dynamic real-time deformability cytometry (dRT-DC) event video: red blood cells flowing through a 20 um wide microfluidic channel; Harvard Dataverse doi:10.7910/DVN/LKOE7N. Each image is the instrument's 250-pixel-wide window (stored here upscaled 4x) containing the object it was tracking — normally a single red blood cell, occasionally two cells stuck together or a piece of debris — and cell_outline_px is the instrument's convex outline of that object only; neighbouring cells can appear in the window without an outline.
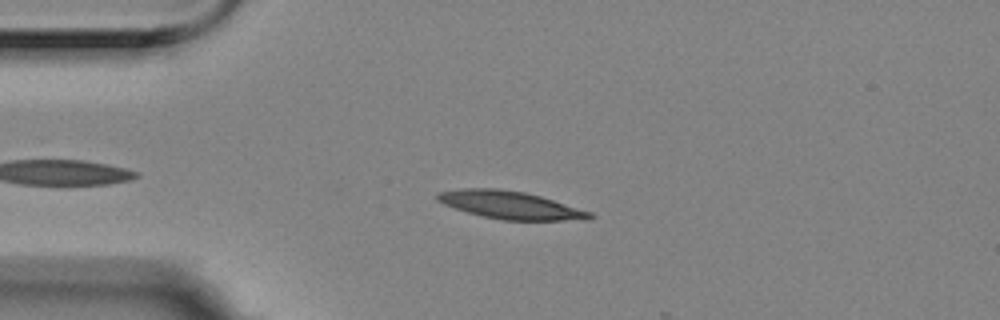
{"species": "Egyptian fruit bat (a non-hibernating species)", "species_latin": "Rousettus aegyptiacus", "temperature_condition": "room temperature", "stored_images_in_passage": 15, "camera_frame_rate_fps": 3000, "um_per_image_px": 0.085, "animal": {"sex": "female"}, "frame": {"image": 1, "passage_image": 8, "time_ms": 2.333, "image_size_px": [1000, 320], "cell_outline_px": [[596, 216], [588, 220], [504, 220], [484, 216], [468, 212], [444, 204], [436, 200], [436, 196], [440, 192], [460, 188], [496, 188], [524, 192], [540, 196], [592, 212]], "centroid_in_image_um": [43.41, 17.43], "position_along_channel_um": 41.6, "area_um2": 24.45}}
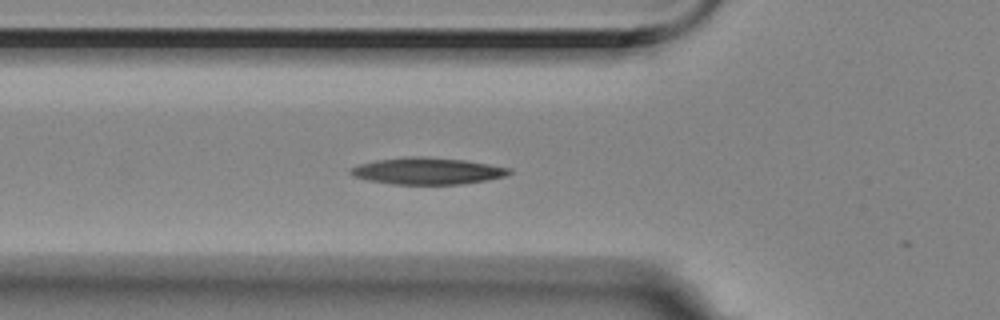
{"frame": {"image": 2, "passage_image": 14, "time_ms": 4.333, "image_size_px": [1000, 320], "cell_outline_px": [[512, 172], [508, 176], [488, 180], [460, 184], [392, 184], [368, 180], [352, 176], [348, 172], [352, 168], [360, 164], [376, 160], [404, 156], [420, 156], [464, 160], [512, 168]], "centroid_in_image_um": [36.35, 14.53], "position_along_channel_um": 89.5, "area_um2": 24.8}}